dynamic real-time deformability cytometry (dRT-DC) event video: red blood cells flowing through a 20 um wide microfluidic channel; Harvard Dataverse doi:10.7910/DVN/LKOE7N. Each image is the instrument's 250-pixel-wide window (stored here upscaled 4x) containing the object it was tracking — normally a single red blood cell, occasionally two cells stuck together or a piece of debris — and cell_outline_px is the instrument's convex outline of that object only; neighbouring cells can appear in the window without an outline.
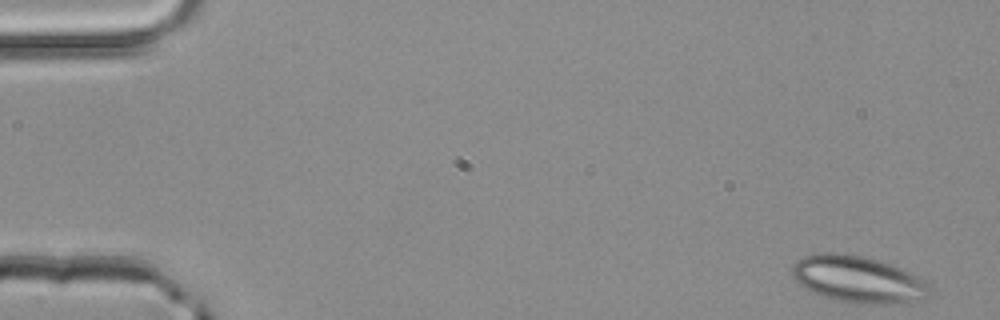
{"species": "common noctule bat (a hibernating species)", "species_latin": "Nyctalus noctula", "temperature_condition": "room temperature", "stored_images_in_passage": 4, "camera_frame_rate_fps": 3000, "um_per_image_px": 0.085, "animal": {"sex": "male", "body_mass_g": 20.4}, "frame": {"image": 1, "passage_image": 1, "time_ms": 0.0, "image_size_px": [1000, 320], "cell_outline_px": [[928, 296], [920, 300], [904, 304], [864, 304], [836, 300], [812, 292], [804, 288], [792, 276], [792, 268], [796, 260], [804, 256], [824, 252], [844, 252], [892, 264], [920, 276], [928, 284]], "centroid_in_image_um": [72.95, 23.74], "position_along_channel_um": 12.1, "area_um2": 37.69}}